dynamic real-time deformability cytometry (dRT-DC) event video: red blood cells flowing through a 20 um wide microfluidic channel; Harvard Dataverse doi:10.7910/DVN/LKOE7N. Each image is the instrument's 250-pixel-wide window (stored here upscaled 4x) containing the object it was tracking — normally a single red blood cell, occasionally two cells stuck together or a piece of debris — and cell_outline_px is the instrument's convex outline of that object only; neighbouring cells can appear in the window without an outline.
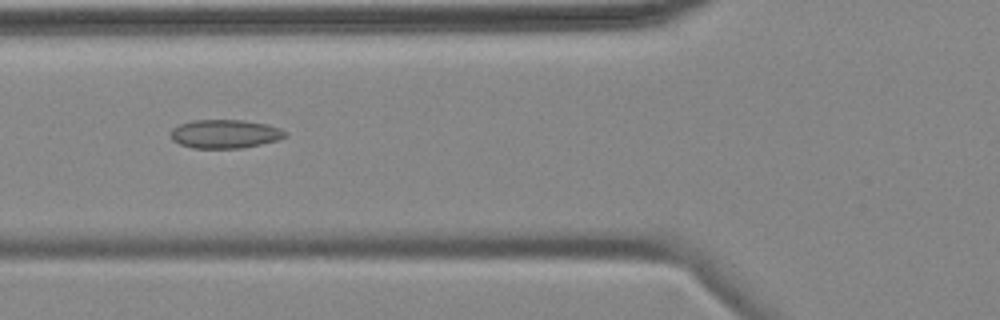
{"species": "common noctule bat (a hibernating species)", "species_latin": "Nyctalus noctula", "temperature_condition": "cold", "stored_images_in_passage": 6, "camera_frame_rate_fps": 3000, "um_per_image_px": 0.085, "animal": {"sex": "female", "body_mass_g": 18.4}, "frame": {"image": 1, "passage_image": 2, "time_ms": 1.0, "image_size_px": [1000, 320], "cell_outline_px": [[288, 136], [276, 140], [260, 144], [240, 148], [192, 148], [180, 144], [172, 140], [172, 128], [180, 124], [192, 120], [240, 120], [268, 124], [280, 128], [288, 132]], "centroid_in_image_um": [19.14, 11.38], "position_along_channel_um": 106.7, "area_um2": 19.07}}
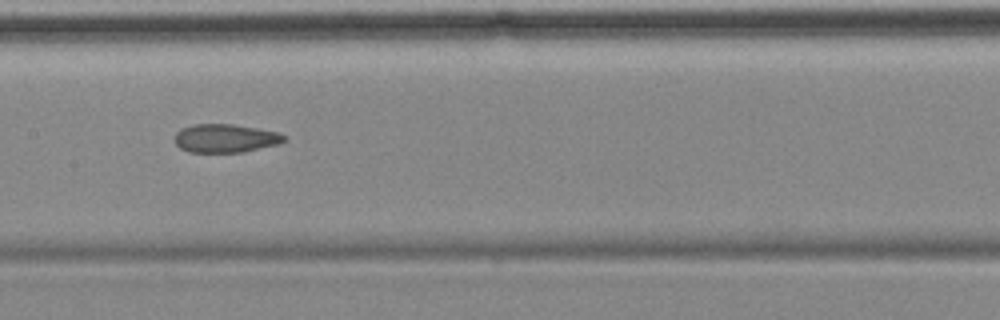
{"frame": {"image": 2, "passage_image": 4, "time_ms": 3.333, "image_size_px": [1000, 320], "cell_outline_px": [[288, 140], [276, 144], [244, 152], [192, 152], [180, 148], [176, 144], [176, 132], [180, 128], [192, 124], [232, 124], [280, 132]], "centroid_in_image_um": [19.16, 11.74], "position_along_channel_um": 188.2, "area_um2": 18.09}}
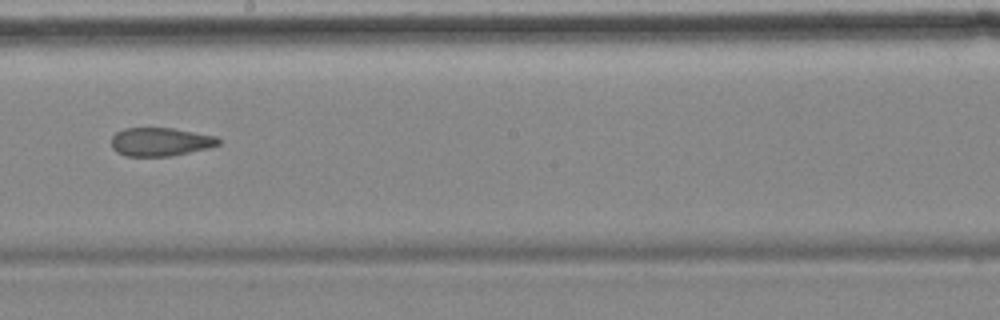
{"frame": {"image": 3, "passage_image": 5, "time_ms": 4.667, "image_size_px": [1000, 320], "cell_outline_px": [[220, 144], [208, 148], [168, 156], [124, 156], [116, 152], [112, 148], [112, 136], [116, 132], [124, 128], [172, 128], [216, 136], [220, 140]], "centroid_in_image_um": [13.6, 12.05], "position_along_channel_um": 234.6, "area_um2": 17.69}}